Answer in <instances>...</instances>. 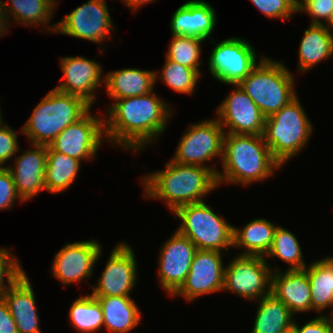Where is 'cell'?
Here are the masks:
<instances>
[{
    "mask_svg": "<svg viewBox=\"0 0 333 333\" xmlns=\"http://www.w3.org/2000/svg\"><path fill=\"white\" fill-rule=\"evenodd\" d=\"M110 103L104 116L107 144L135 155L158 142L174 115L173 107L154 91Z\"/></svg>",
    "mask_w": 333,
    "mask_h": 333,
    "instance_id": "1",
    "label": "cell"
},
{
    "mask_svg": "<svg viewBox=\"0 0 333 333\" xmlns=\"http://www.w3.org/2000/svg\"><path fill=\"white\" fill-rule=\"evenodd\" d=\"M165 169L149 172L141 177L143 197L163 201L173 213L178 207L205 201L218 187L216 175L198 165H182L167 161Z\"/></svg>",
    "mask_w": 333,
    "mask_h": 333,
    "instance_id": "2",
    "label": "cell"
},
{
    "mask_svg": "<svg viewBox=\"0 0 333 333\" xmlns=\"http://www.w3.org/2000/svg\"><path fill=\"white\" fill-rule=\"evenodd\" d=\"M216 178L220 185L251 186L283 167L272 157L263 135L225 133L223 157Z\"/></svg>",
    "mask_w": 333,
    "mask_h": 333,
    "instance_id": "3",
    "label": "cell"
},
{
    "mask_svg": "<svg viewBox=\"0 0 333 333\" xmlns=\"http://www.w3.org/2000/svg\"><path fill=\"white\" fill-rule=\"evenodd\" d=\"M91 108L83 98L53 88L42 97L19 132L31 144L49 146L59 133Z\"/></svg>",
    "mask_w": 333,
    "mask_h": 333,
    "instance_id": "4",
    "label": "cell"
},
{
    "mask_svg": "<svg viewBox=\"0 0 333 333\" xmlns=\"http://www.w3.org/2000/svg\"><path fill=\"white\" fill-rule=\"evenodd\" d=\"M313 122L297 95L279 111L266 117L263 138L272 157L284 167L309 145Z\"/></svg>",
    "mask_w": 333,
    "mask_h": 333,
    "instance_id": "5",
    "label": "cell"
},
{
    "mask_svg": "<svg viewBox=\"0 0 333 333\" xmlns=\"http://www.w3.org/2000/svg\"><path fill=\"white\" fill-rule=\"evenodd\" d=\"M294 77L284 61L265 56L238 85L268 117L298 95Z\"/></svg>",
    "mask_w": 333,
    "mask_h": 333,
    "instance_id": "6",
    "label": "cell"
},
{
    "mask_svg": "<svg viewBox=\"0 0 333 333\" xmlns=\"http://www.w3.org/2000/svg\"><path fill=\"white\" fill-rule=\"evenodd\" d=\"M173 214L180 220L177 231L197 249L230 252L233 247V226L223 215L215 213L206 201L178 207Z\"/></svg>",
    "mask_w": 333,
    "mask_h": 333,
    "instance_id": "7",
    "label": "cell"
},
{
    "mask_svg": "<svg viewBox=\"0 0 333 333\" xmlns=\"http://www.w3.org/2000/svg\"><path fill=\"white\" fill-rule=\"evenodd\" d=\"M224 134V129L216 117L190 123L180 137L170 160L182 165L202 166L216 175L220 168L212 162L220 158L221 164Z\"/></svg>",
    "mask_w": 333,
    "mask_h": 333,
    "instance_id": "8",
    "label": "cell"
},
{
    "mask_svg": "<svg viewBox=\"0 0 333 333\" xmlns=\"http://www.w3.org/2000/svg\"><path fill=\"white\" fill-rule=\"evenodd\" d=\"M279 270L283 269L272 267L263 256L236 254L225 264L223 292L257 301L271 293L272 272Z\"/></svg>",
    "mask_w": 333,
    "mask_h": 333,
    "instance_id": "9",
    "label": "cell"
},
{
    "mask_svg": "<svg viewBox=\"0 0 333 333\" xmlns=\"http://www.w3.org/2000/svg\"><path fill=\"white\" fill-rule=\"evenodd\" d=\"M209 42L215 45L208 58L209 73L227 86L238 85L265 57L261 55L258 59L255 47L245 38L229 37Z\"/></svg>",
    "mask_w": 333,
    "mask_h": 333,
    "instance_id": "10",
    "label": "cell"
},
{
    "mask_svg": "<svg viewBox=\"0 0 333 333\" xmlns=\"http://www.w3.org/2000/svg\"><path fill=\"white\" fill-rule=\"evenodd\" d=\"M109 11L107 0H88L56 23L55 34L104 44L116 27Z\"/></svg>",
    "mask_w": 333,
    "mask_h": 333,
    "instance_id": "11",
    "label": "cell"
},
{
    "mask_svg": "<svg viewBox=\"0 0 333 333\" xmlns=\"http://www.w3.org/2000/svg\"><path fill=\"white\" fill-rule=\"evenodd\" d=\"M91 110L81 119L66 127L49 146L54 151L76 158L81 162L89 163L96 158L100 146L104 141L107 143V140L104 115L93 114Z\"/></svg>",
    "mask_w": 333,
    "mask_h": 333,
    "instance_id": "12",
    "label": "cell"
},
{
    "mask_svg": "<svg viewBox=\"0 0 333 333\" xmlns=\"http://www.w3.org/2000/svg\"><path fill=\"white\" fill-rule=\"evenodd\" d=\"M97 240H83L66 243L53 257L51 276L64 287L88 282L93 276L96 263L103 256V247Z\"/></svg>",
    "mask_w": 333,
    "mask_h": 333,
    "instance_id": "13",
    "label": "cell"
},
{
    "mask_svg": "<svg viewBox=\"0 0 333 333\" xmlns=\"http://www.w3.org/2000/svg\"><path fill=\"white\" fill-rule=\"evenodd\" d=\"M133 246L125 241L110 252L104 270L92 285L93 296H131L138 281V262Z\"/></svg>",
    "mask_w": 333,
    "mask_h": 333,
    "instance_id": "14",
    "label": "cell"
},
{
    "mask_svg": "<svg viewBox=\"0 0 333 333\" xmlns=\"http://www.w3.org/2000/svg\"><path fill=\"white\" fill-rule=\"evenodd\" d=\"M161 245L157 279L161 289L172 297L185 282L197 248L176 229Z\"/></svg>",
    "mask_w": 333,
    "mask_h": 333,
    "instance_id": "15",
    "label": "cell"
},
{
    "mask_svg": "<svg viewBox=\"0 0 333 333\" xmlns=\"http://www.w3.org/2000/svg\"><path fill=\"white\" fill-rule=\"evenodd\" d=\"M223 254L227 253L197 249L185 282L172 297L181 296L188 302H195L201 296L223 292Z\"/></svg>",
    "mask_w": 333,
    "mask_h": 333,
    "instance_id": "16",
    "label": "cell"
},
{
    "mask_svg": "<svg viewBox=\"0 0 333 333\" xmlns=\"http://www.w3.org/2000/svg\"><path fill=\"white\" fill-rule=\"evenodd\" d=\"M230 86H234L233 90L222 100L215 111V117L224 132L263 135L266 116L239 85Z\"/></svg>",
    "mask_w": 333,
    "mask_h": 333,
    "instance_id": "17",
    "label": "cell"
},
{
    "mask_svg": "<svg viewBox=\"0 0 333 333\" xmlns=\"http://www.w3.org/2000/svg\"><path fill=\"white\" fill-rule=\"evenodd\" d=\"M63 79H58L56 90L83 98L92 107L97 92L105 87V74L101 63L84 56L60 57ZM99 89V90H98Z\"/></svg>",
    "mask_w": 333,
    "mask_h": 333,
    "instance_id": "18",
    "label": "cell"
},
{
    "mask_svg": "<svg viewBox=\"0 0 333 333\" xmlns=\"http://www.w3.org/2000/svg\"><path fill=\"white\" fill-rule=\"evenodd\" d=\"M31 148L22 150L14 156L8 169L12 173L18 195L25 202L46 191L44 183L47 146L31 144ZM23 152V153H22Z\"/></svg>",
    "mask_w": 333,
    "mask_h": 333,
    "instance_id": "19",
    "label": "cell"
},
{
    "mask_svg": "<svg viewBox=\"0 0 333 333\" xmlns=\"http://www.w3.org/2000/svg\"><path fill=\"white\" fill-rule=\"evenodd\" d=\"M216 10L204 0H189L172 14L170 32L172 35L197 37L212 40L217 23Z\"/></svg>",
    "mask_w": 333,
    "mask_h": 333,
    "instance_id": "20",
    "label": "cell"
},
{
    "mask_svg": "<svg viewBox=\"0 0 333 333\" xmlns=\"http://www.w3.org/2000/svg\"><path fill=\"white\" fill-rule=\"evenodd\" d=\"M271 293L295 316L312 312L310 282L305 269L272 272Z\"/></svg>",
    "mask_w": 333,
    "mask_h": 333,
    "instance_id": "21",
    "label": "cell"
},
{
    "mask_svg": "<svg viewBox=\"0 0 333 333\" xmlns=\"http://www.w3.org/2000/svg\"><path fill=\"white\" fill-rule=\"evenodd\" d=\"M33 290L25 273L3 294L18 333H42Z\"/></svg>",
    "mask_w": 333,
    "mask_h": 333,
    "instance_id": "22",
    "label": "cell"
},
{
    "mask_svg": "<svg viewBox=\"0 0 333 333\" xmlns=\"http://www.w3.org/2000/svg\"><path fill=\"white\" fill-rule=\"evenodd\" d=\"M155 70L122 68L105 75L106 94L111 100L149 94L155 91Z\"/></svg>",
    "mask_w": 333,
    "mask_h": 333,
    "instance_id": "23",
    "label": "cell"
},
{
    "mask_svg": "<svg viewBox=\"0 0 333 333\" xmlns=\"http://www.w3.org/2000/svg\"><path fill=\"white\" fill-rule=\"evenodd\" d=\"M103 311V328L110 333H129L141 324L142 311L132 296H94Z\"/></svg>",
    "mask_w": 333,
    "mask_h": 333,
    "instance_id": "24",
    "label": "cell"
},
{
    "mask_svg": "<svg viewBox=\"0 0 333 333\" xmlns=\"http://www.w3.org/2000/svg\"><path fill=\"white\" fill-rule=\"evenodd\" d=\"M6 2H4V11L11 22L13 19V24L26 28L42 26V33L45 31L55 34L56 22L51 25L50 21L54 19L53 15L56 13L54 11L58 6L52 0H6Z\"/></svg>",
    "mask_w": 333,
    "mask_h": 333,
    "instance_id": "25",
    "label": "cell"
},
{
    "mask_svg": "<svg viewBox=\"0 0 333 333\" xmlns=\"http://www.w3.org/2000/svg\"><path fill=\"white\" fill-rule=\"evenodd\" d=\"M333 57V35L324 25L309 24L298 48V72L306 74L319 63Z\"/></svg>",
    "mask_w": 333,
    "mask_h": 333,
    "instance_id": "26",
    "label": "cell"
},
{
    "mask_svg": "<svg viewBox=\"0 0 333 333\" xmlns=\"http://www.w3.org/2000/svg\"><path fill=\"white\" fill-rule=\"evenodd\" d=\"M305 270L310 282L312 311L318 316H331L333 314V255L312 261ZM327 310H330L329 313H325Z\"/></svg>",
    "mask_w": 333,
    "mask_h": 333,
    "instance_id": "27",
    "label": "cell"
},
{
    "mask_svg": "<svg viewBox=\"0 0 333 333\" xmlns=\"http://www.w3.org/2000/svg\"><path fill=\"white\" fill-rule=\"evenodd\" d=\"M278 224L265 218H255L242 228L233 226V248L242 250L240 255L265 257L269 252Z\"/></svg>",
    "mask_w": 333,
    "mask_h": 333,
    "instance_id": "28",
    "label": "cell"
},
{
    "mask_svg": "<svg viewBox=\"0 0 333 333\" xmlns=\"http://www.w3.org/2000/svg\"><path fill=\"white\" fill-rule=\"evenodd\" d=\"M257 302L251 333H288L296 317L288 307L272 293Z\"/></svg>",
    "mask_w": 333,
    "mask_h": 333,
    "instance_id": "29",
    "label": "cell"
},
{
    "mask_svg": "<svg viewBox=\"0 0 333 333\" xmlns=\"http://www.w3.org/2000/svg\"><path fill=\"white\" fill-rule=\"evenodd\" d=\"M81 163L80 160L54 151L47 146L44 175L46 192L61 194L69 189L79 175Z\"/></svg>",
    "mask_w": 333,
    "mask_h": 333,
    "instance_id": "30",
    "label": "cell"
},
{
    "mask_svg": "<svg viewBox=\"0 0 333 333\" xmlns=\"http://www.w3.org/2000/svg\"><path fill=\"white\" fill-rule=\"evenodd\" d=\"M68 321L78 333H97L103 328V311L90 293L76 298L69 307Z\"/></svg>",
    "mask_w": 333,
    "mask_h": 333,
    "instance_id": "31",
    "label": "cell"
},
{
    "mask_svg": "<svg viewBox=\"0 0 333 333\" xmlns=\"http://www.w3.org/2000/svg\"><path fill=\"white\" fill-rule=\"evenodd\" d=\"M264 258L266 260L279 258L288 263L287 270H301L308 266L296 235L281 225L277 226L272 246Z\"/></svg>",
    "mask_w": 333,
    "mask_h": 333,
    "instance_id": "32",
    "label": "cell"
},
{
    "mask_svg": "<svg viewBox=\"0 0 333 333\" xmlns=\"http://www.w3.org/2000/svg\"><path fill=\"white\" fill-rule=\"evenodd\" d=\"M161 70H155V83L161 81L176 93L193 95L202 78L197 70L178 64L165 57ZM161 71V72H159Z\"/></svg>",
    "mask_w": 333,
    "mask_h": 333,
    "instance_id": "33",
    "label": "cell"
},
{
    "mask_svg": "<svg viewBox=\"0 0 333 333\" xmlns=\"http://www.w3.org/2000/svg\"><path fill=\"white\" fill-rule=\"evenodd\" d=\"M166 51V58L177 62L180 65L193 68L202 74L200 66L203 63L202 43L206 42L197 37L172 35Z\"/></svg>",
    "mask_w": 333,
    "mask_h": 333,
    "instance_id": "34",
    "label": "cell"
},
{
    "mask_svg": "<svg viewBox=\"0 0 333 333\" xmlns=\"http://www.w3.org/2000/svg\"><path fill=\"white\" fill-rule=\"evenodd\" d=\"M11 252L8 247H0V297L26 273L19 258Z\"/></svg>",
    "mask_w": 333,
    "mask_h": 333,
    "instance_id": "35",
    "label": "cell"
},
{
    "mask_svg": "<svg viewBox=\"0 0 333 333\" xmlns=\"http://www.w3.org/2000/svg\"><path fill=\"white\" fill-rule=\"evenodd\" d=\"M250 2L269 19L289 20L297 15V0H251Z\"/></svg>",
    "mask_w": 333,
    "mask_h": 333,
    "instance_id": "36",
    "label": "cell"
},
{
    "mask_svg": "<svg viewBox=\"0 0 333 333\" xmlns=\"http://www.w3.org/2000/svg\"><path fill=\"white\" fill-rule=\"evenodd\" d=\"M332 10L333 0H297V14L309 15V24L324 25Z\"/></svg>",
    "mask_w": 333,
    "mask_h": 333,
    "instance_id": "37",
    "label": "cell"
},
{
    "mask_svg": "<svg viewBox=\"0 0 333 333\" xmlns=\"http://www.w3.org/2000/svg\"><path fill=\"white\" fill-rule=\"evenodd\" d=\"M18 133L4 120L0 122V167H8L7 161L19 153Z\"/></svg>",
    "mask_w": 333,
    "mask_h": 333,
    "instance_id": "38",
    "label": "cell"
},
{
    "mask_svg": "<svg viewBox=\"0 0 333 333\" xmlns=\"http://www.w3.org/2000/svg\"><path fill=\"white\" fill-rule=\"evenodd\" d=\"M18 202L24 201L16 191L12 173L7 167H0V210L12 209Z\"/></svg>",
    "mask_w": 333,
    "mask_h": 333,
    "instance_id": "39",
    "label": "cell"
},
{
    "mask_svg": "<svg viewBox=\"0 0 333 333\" xmlns=\"http://www.w3.org/2000/svg\"><path fill=\"white\" fill-rule=\"evenodd\" d=\"M291 331L293 333H333V320L329 315H317L301 326L294 320Z\"/></svg>",
    "mask_w": 333,
    "mask_h": 333,
    "instance_id": "40",
    "label": "cell"
},
{
    "mask_svg": "<svg viewBox=\"0 0 333 333\" xmlns=\"http://www.w3.org/2000/svg\"><path fill=\"white\" fill-rule=\"evenodd\" d=\"M0 333H18L16 323L3 297H0Z\"/></svg>",
    "mask_w": 333,
    "mask_h": 333,
    "instance_id": "41",
    "label": "cell"
},
{
    "mask_svg": "<svg viewBox=\"0 0 333 333\" xmlns=\"http://www.w3.org/2000/svg\"><path fill=\"white\" fill-rule=\"evenodd\" d=\"M157 0H121L120 2H123L125 7H128L132 13H137V10L139 8H142L146 4H150L153 2H156Z\"/></svg>",
    "mask_w": 333,
    "mask_h": 333,
    "instance_id": "42",
    "label": "cell"
},
{
    "mask_svg": "<svg viewBox=\"0 0 333 333\" xmlns=\"http://www.w3.org/2000/svg\"><path fill=\"white\" fill-rule=\"evenodd\" d=\"M10 18L7 16V14L4 12H0V38L3 36L8 35L10 32ZM9 29V30H8Z\"/></svg>",
    "mask_w": 333,
    "mask_h": 333,
    "instance_id": "43",
    "label": "cell"
},
{
    "mask_svg": "<svg viewBox=\"0 0 333 333\" xmlns=\"http://www.w3.org/2000/svg\"><path fill=\"white\" fill-rule=\"evenodd\" d=\"M324 27L333 35V10L331 11L329 19L324 24Z\"/></svg>",
    "mask_w": 333,
    "mask_h": 333,
    "instance_id": "44",
    "label": "cell"
},
{
    "mask_svg": "<svg viewBox=\"0 0 333 333\" xmlns=\"http://www.w3.org/2000/svg\"><path fill=\"white\" fill-rule=\"evenodd\" d=\"M4 2L0 0V12H4Z\"/></svg>",
    "mask_w": 333,
    "mask_h": 333,
    "instance_id": "45",
    "label": "cell"
},
{
    "mask_svg": "<svg viewBox=\"0 0 333 333\" xmlns=\"http://www.w3.org/2000/svg\"><path fill=\"white\" fill-rule=\"evenodd\" d=\"M3 116H2V110H1V106H0V122L3 121Z\"/></svg>",
    "mask_w": 333,
    "mask_h": 333,
    "instance_id": "46",
    "label": "cell"
}]
</instances>
